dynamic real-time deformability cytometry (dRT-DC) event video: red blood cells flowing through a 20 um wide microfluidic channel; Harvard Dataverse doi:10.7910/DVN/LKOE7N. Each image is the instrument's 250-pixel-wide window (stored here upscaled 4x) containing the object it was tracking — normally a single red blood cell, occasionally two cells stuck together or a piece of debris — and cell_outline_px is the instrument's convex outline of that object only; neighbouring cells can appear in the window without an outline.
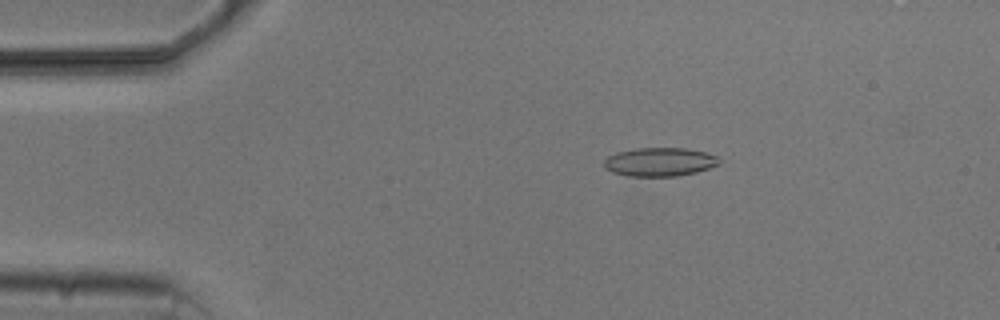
{"species": "common noctule bat (a hibernating species)", "species_latin": "Nyctalus noctula", "temperature_condition": "cold", "stored_images_in_passage": 6, "camera_frame_rate_fps": 3000, "um_per_image_px": 0.085, "animal": {"sex": "male", "body_mass_g": 20.5, "forearm_length_mm": 52.5}, "frame": {"image": 1, "passage_image": 3, "time_ms": 2.333, "image_size_px": [1000, 320], "cell_outline_px": [[720, 164], [696, 172], [676, 176], [628, 176], [612, 172], [604, 168], [604, 160], [608, 156], [616, 152], [636, 148], [688, 148], [704, 152], [716, 156], [720, 160]], "centroid_in_image_um": [56.05, 13.76], "position_along_channel_um": 29.0, "area_um2": 19.25}}
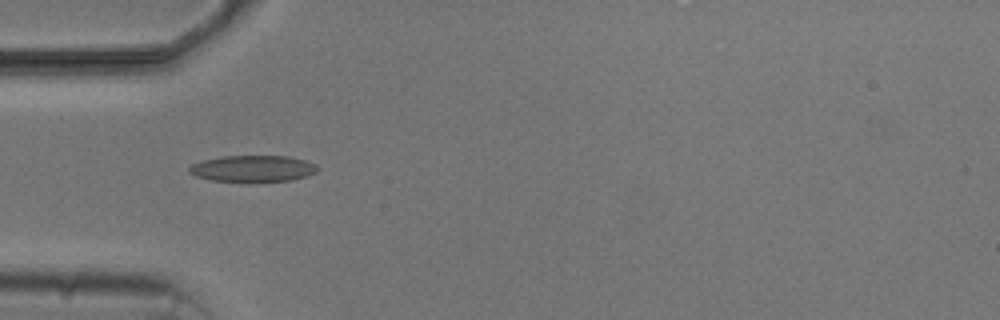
{"frame": {"image": 2, "passage_image": 5, "time_ms": 4.667, "image_size_px": [1000, 320], "cell_outline_px": [[316, 172], [308, 176], [292, 180], [212, 180], [196, 176], [188, 172], [188, 168], [192, 164], [204, 160], [224, 156], [288, 156], [304, 160], [316, 164]], "centroid_in_image_um": [21.5, 14.31], "position_along_channel_um": 63.5, "area_um2": 19.19}}
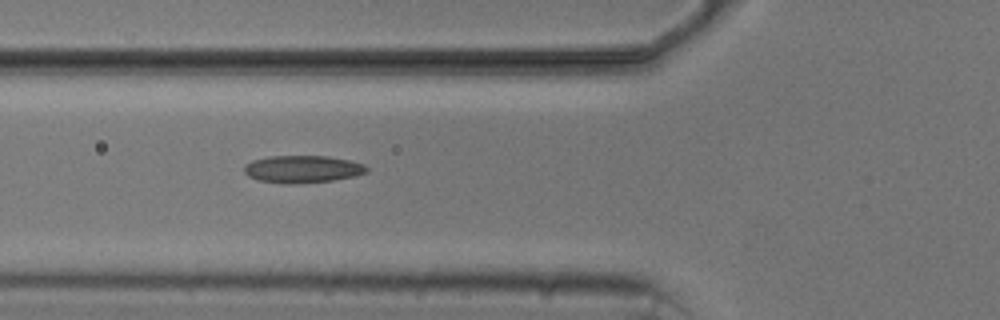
{"frame": {"image": 3, "passage_image": 6, "time_ms": 5.667, "image_size_px": [1000, 320], "cell_outline_px": [[368, 172], [356, 176], [332, 180], [292, 184], [284, 184], [260, 180], [248, 176], [244, 172], [244, 164], [252, 160], [268, 156], [328, 156], [348, 160], [364, 164], [368, 168]], "centroid_in_image_um": [25.7, 14.37], "position_along_channel_um": 100.1, "area_um2": 19.59}}